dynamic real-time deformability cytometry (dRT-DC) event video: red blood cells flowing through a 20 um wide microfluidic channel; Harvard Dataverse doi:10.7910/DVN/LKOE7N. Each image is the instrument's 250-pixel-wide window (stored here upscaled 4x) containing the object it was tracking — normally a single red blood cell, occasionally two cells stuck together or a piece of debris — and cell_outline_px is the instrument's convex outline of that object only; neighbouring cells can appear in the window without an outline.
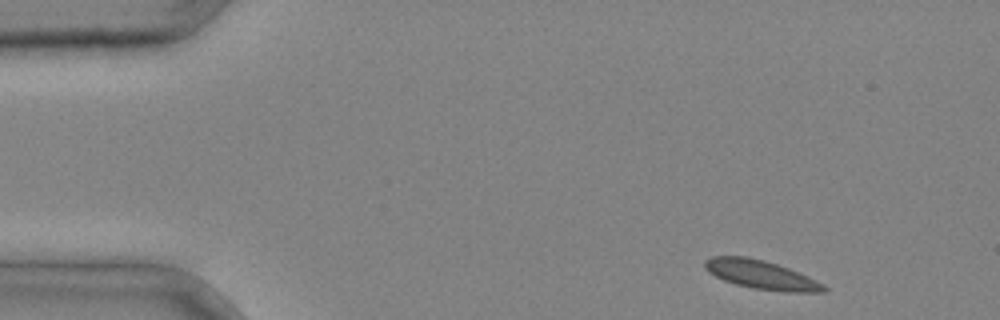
{"species": "common noctule bat (a hibernating species)", "species_latin": "Nyctalus noctula", "temperature_condition": "cold", "stored_images_in_passage": 3, "camera_frame_rate_fps": 3000, "um_per_image_px": 0.085, "animal": {"sex": "male", "body_mass_g": 20.4}, "frame": {"image": 1, "passage_image": 1, "time_ms": 0.0, "image_size_px": [1000, 320], "cell_outline_px": [[828, 288], [824, 292], [788, 292], [752, 288], [736, 284], [724, 280], [708, 272], [704, 268], [704, 260], [712, 256], [748, 256], [764, 260], [788, 268], [808, 276], [824, 284]], "centroid_in_image_um": [64.69, 23.34], "position_along_channel_um": 20.3, "area_um2": 19.94}}
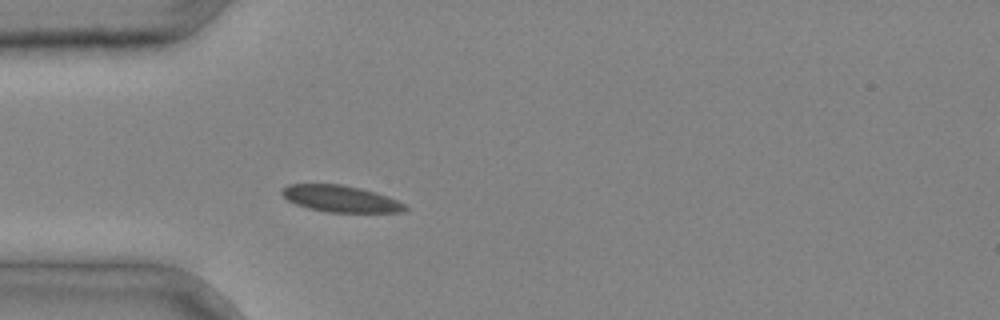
{"frame": {"image": 2, "passage_image": 3, "time_ms": 0.667, "image_size_px": [1000, 320], "cell_outline_px": [[408, 208], [404, 212], [328, 212], [308, 208], [296, 204], [288, 200], [280, 192], [288, 184], [340, 184], [360, 188], [376, 192], [388, 196], [404, 204]], "centroid_in_image_um": [28.96, 16.89], "position_along_channel_um": 56.0, "area_um2": 18.96}}